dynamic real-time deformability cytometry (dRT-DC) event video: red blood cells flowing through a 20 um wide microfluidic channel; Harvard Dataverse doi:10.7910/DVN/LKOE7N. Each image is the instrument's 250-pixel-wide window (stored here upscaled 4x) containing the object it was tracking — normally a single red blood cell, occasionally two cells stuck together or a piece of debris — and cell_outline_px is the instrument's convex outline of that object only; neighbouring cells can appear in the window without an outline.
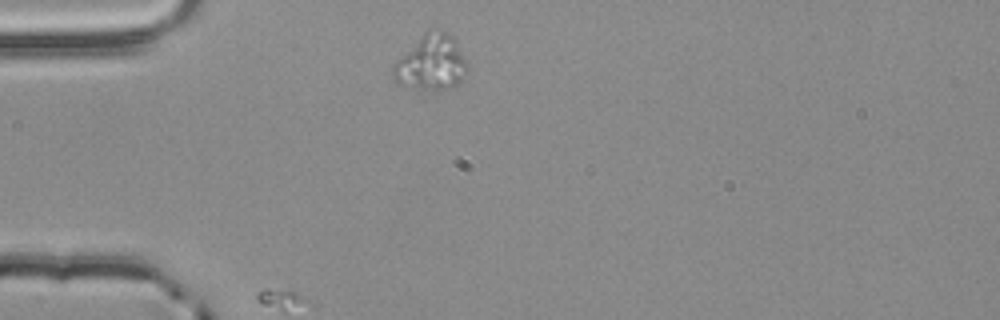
{"species": "common noctule bat (a hibernating species)", "species_latin": "Nyctalus noctula", "temperature_condition": "room temperature", "stored_images_in_passage": 1, "camera_frame_rate_fps": 3000, "um_per_image_px": 0.085, "animal": {"sex": "male", "body_mass_g": 20.4}, "frame": {"image": 1, "passage_image": 1, "time_ms": 0.0, "image_size_px": [1000, 320], "cell_outline_px": [[468, 72], [452, 88], [420, 88], [396, 84], [392, 80], [392, 64], [428, 28], [440, 28], [452, 36], [468, 64]], "centroid_in_image_um": [36.62, 5.29], "position_along_channel_um": 48.4, "area_um2": 23.93}}